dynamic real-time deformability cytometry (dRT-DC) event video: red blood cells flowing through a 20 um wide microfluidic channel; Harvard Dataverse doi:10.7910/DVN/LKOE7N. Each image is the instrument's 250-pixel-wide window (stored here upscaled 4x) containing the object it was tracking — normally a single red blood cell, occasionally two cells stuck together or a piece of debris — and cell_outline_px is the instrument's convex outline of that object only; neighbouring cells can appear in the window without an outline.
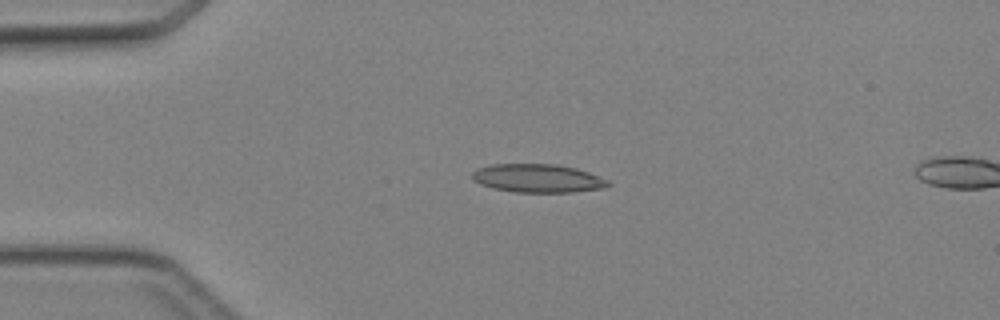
{"species": "Egyptian fruit bat (a non-hibernating species)", "species_latin": "Rousettus aegyptiacus", "temperature_condition": "cold", "stored_images_in_passage": 5, "camera_frame_rate_fps": 3000, "um_per_image_px": 0.085, "animal": {"sex": "female"}, "frame": {"image": 1, "passage_image": 4, "time_ms": 3.333, "image_size_px": [1000, 320], "cell_outline_px": [[612, 184], [608, 188], [572, 192], [516, 192], [492, 188], [480, 184], [472, 180], [472, 172], [476, 168], [492, 164], [556, 164], [576, 168], [588, 172], [608, 180]], "centroid_in_image_um": [45.71, 15.15], "position_along_channel_um": 39.3, "area_um2": 22.72}}